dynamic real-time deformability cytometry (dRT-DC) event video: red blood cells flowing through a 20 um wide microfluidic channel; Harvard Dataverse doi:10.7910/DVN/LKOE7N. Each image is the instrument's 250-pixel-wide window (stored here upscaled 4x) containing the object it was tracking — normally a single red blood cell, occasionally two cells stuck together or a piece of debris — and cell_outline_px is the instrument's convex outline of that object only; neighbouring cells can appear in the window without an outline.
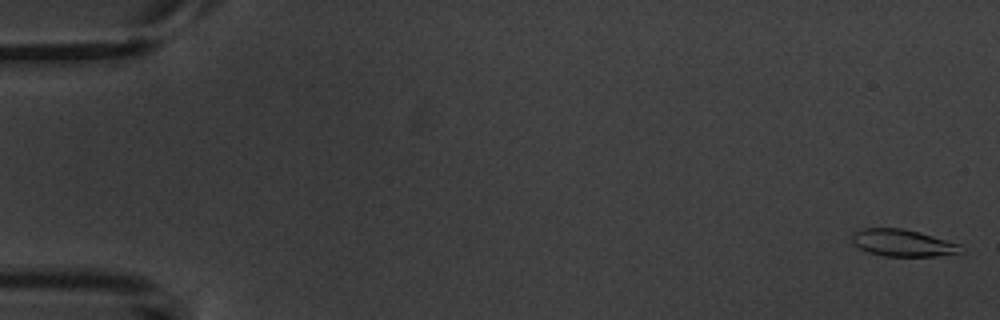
{"species": "common noctule bat (a hibernating species)", "species_latin": "Nyctalus noctula", "temperature_condition": "warm", "stored_images_in_passage": 8, "camera_frame_rate_fps": 3000, "um_per_image_px": 0.085, "animal": {"sex": "male", "body_mass_g": 20.1, "forearm_length_mm": 53.5}, "frame": {"image": 1, "passage_image": 1, "time_ms": 0.0, "image_size_px": [1000, 320], "cell_outline_px": [[960, 252], [936, 256], [884, 256], [868, 252], [860, 248], [852, 240], [852, 232], [860, 228], [900, 228], [920, 232], [960, 244]], "centroid_in_image_um": [76.69, 20.63], "position_along_channel_um": 8.3, "area_um2": 16.94}}
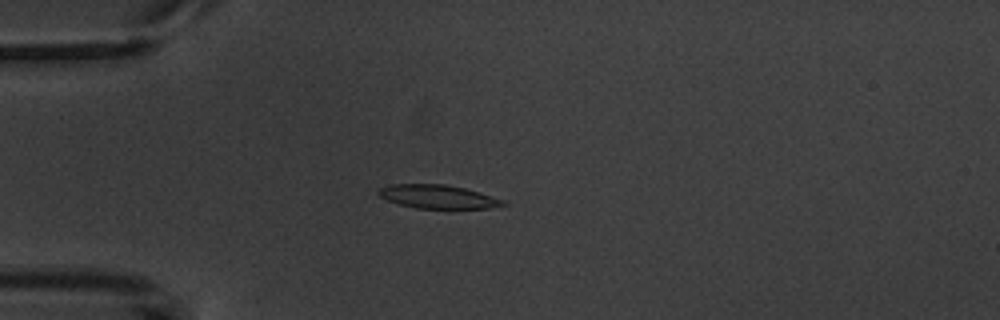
{"frame": {"image": 2, "passage_image": 5, "time_ms": 4.667, "image_size_px": [1000, 320], "cell_outline_px": [[508, 204], [488, 208], [416, 208], [396, 204], [380, 196], [376, 192], [380, 188], [392, 184], [444, 184], [464, 188], [504, 200]], "centroid_in_image_um": [37.18, 16.72], "position_along_channel_um": 47.8, "area_um2": 16.94}}
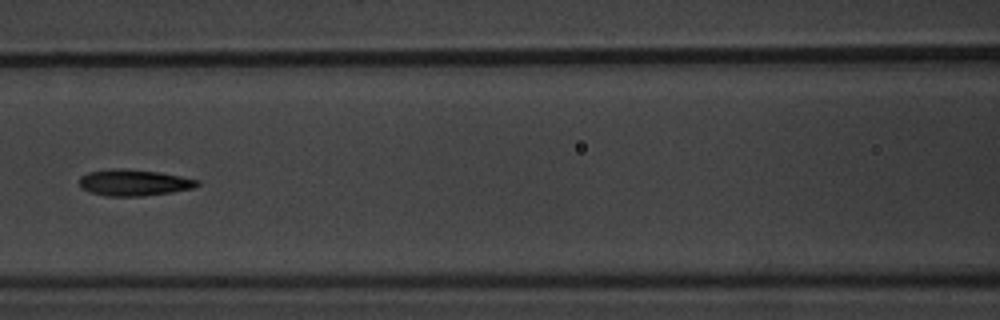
{"frame": {"image": 3, "passage_image": 8, "time_ms": 8.0, "image_size_px": [1000, 320], "cell_outline_px": [[200, 184], [192, 188], [172, 192], [144, 196], [104, 196], [88, 192], [80, 188], [80, 176], [88, 172], [112, 168], [124, 168], [160, 172], [200, 180]], "centroid_in_image_um": [11.35, 15.52], "position_along_channel_um": 155.2, "area_um2": 18.32}}